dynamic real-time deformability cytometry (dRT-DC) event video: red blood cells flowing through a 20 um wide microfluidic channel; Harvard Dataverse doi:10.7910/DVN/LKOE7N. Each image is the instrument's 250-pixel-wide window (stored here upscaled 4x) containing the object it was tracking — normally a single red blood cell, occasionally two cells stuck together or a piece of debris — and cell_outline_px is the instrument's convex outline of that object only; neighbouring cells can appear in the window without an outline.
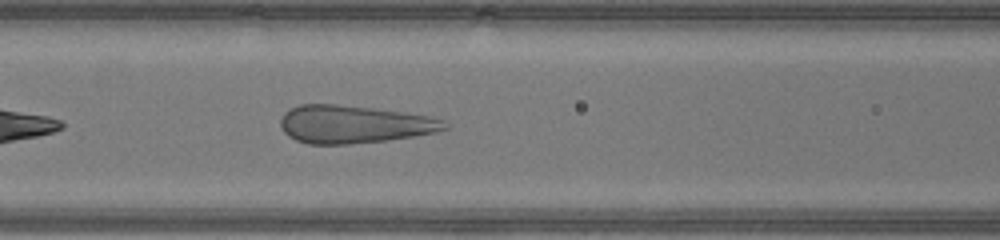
{"species": "human", "species_latin": "Homo sapiens", "temperature_condition": "warm", "stored_images_in_passage": 34, "camera_frame_rate_fps": 3000, "um_per_image_px": 0.085, "donor": {"sex": "male"}, "frame": {"image": 1, "passage_image": 7, "time_ms": 2.0, "image_size_px": [1000, 240], "cell_outline_px": [[448, 128], [436, 132], [412, 136], [384, 140], [348, 144], [308, 144], [296, 140], [288, 136], [284, 132], [280, 124], [280, 120], [284, 112], [288, 108], [300, 104], [336, 104], [372, 108], [404, 112], [432, 116], [444, 120], [448, 124]], "centroid_in_image_um": [30.06, 10.55], "position_along_channel_um": 136.5, "area_um2": 36.24}}
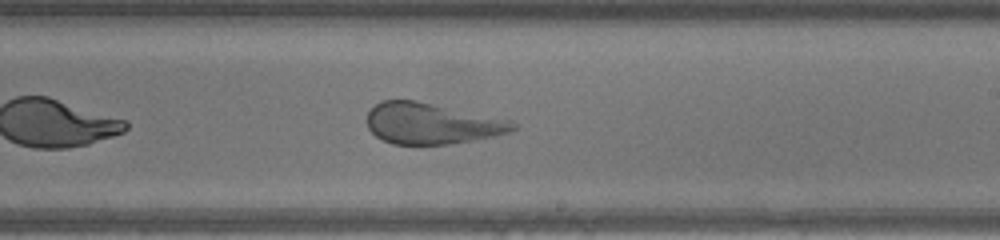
{"frame": {"image": 2, "passage_image": 15, "time_ms": 4.667, "image_size_px": [1000, 240], "cell_outline_px": [[520, 124], [516, 128], [508, 132], [492, 136], [472, 140], [448, 144], [392, 144], [376, 136], [368, 128], [368, 112], [380, 100], [416, 100], [512, 120]], "centroid_in_image_um": [36.7, 10.49], "position_along_channel_um": 252.3, "area_um2": 34.74}}
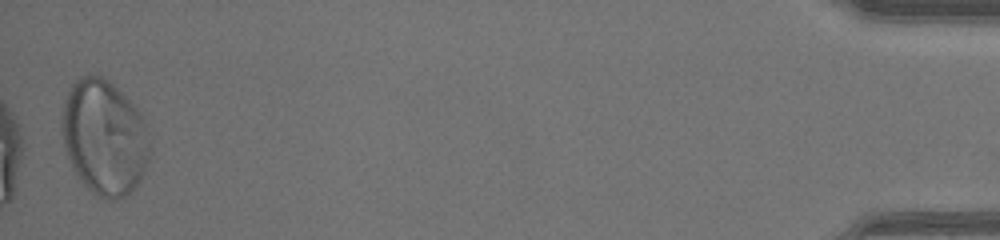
{"frame": {"image": 3, "passage_image": 34, "time_ms": 11.0, "image_size_px": [1000, 240], "cell_outline_px": [[152, 152], [140, 180], [136, 188], [120, 200], [104, 200], [92, 192], [76, 176], [64, 148], [60, 132], [60, 120], [64, 100], [68, 88], [80, 76], [88, 72], [96, 72], [104, 76], [140, 112], [144, 120], [152, 144]], "centroid_in_image_um": [8.85, 11.67], "position_along_channel_um": 426.4, "area_um2": 60.46}}